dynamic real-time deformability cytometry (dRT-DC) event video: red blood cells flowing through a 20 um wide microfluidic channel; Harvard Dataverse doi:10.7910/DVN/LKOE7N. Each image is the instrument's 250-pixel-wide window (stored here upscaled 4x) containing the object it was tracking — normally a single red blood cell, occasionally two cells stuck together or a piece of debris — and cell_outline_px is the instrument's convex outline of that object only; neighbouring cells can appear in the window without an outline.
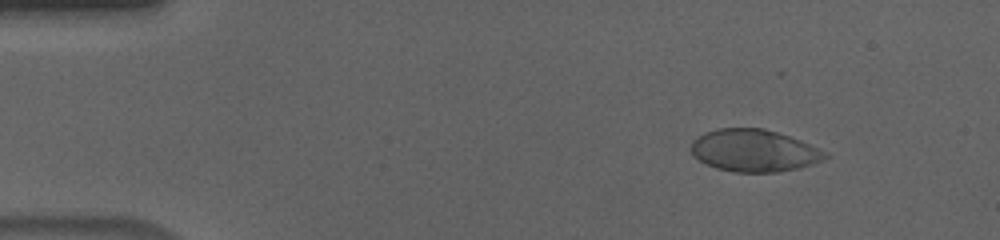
{"species": "human", "species_latin": "Homo sapiens", "temperature_condition": "cold", "stored_images_in_passage": 56, "camera_frame_rate_fps": 3000, "um_per_image_px": 0.085, "donor": {"sex": "male"}, "frame": {"image": 1, "passage_image": 7, "time_ms": 2.0, "image_size_px": [1000, 240], "cell_outline_px": [[832, 156], [824, 160], [800, 168], [776, 172], [732, 172], [716, 168], [692, 156], [688, 148], [692, 140], [704, 132], [716, 128], [764, 128], [800, 140], [828, 152]], "centroid_in_image_um": [64.08, 12.8], "position_along_channel_um": 20.9, "area_um2": 33.41}}
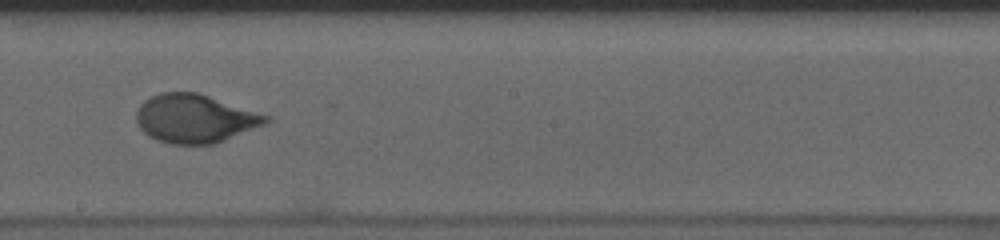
{"frame": {"image": 2, "passage_image": 32, "time_ms": 10.333, "image_size_px": [1000, 240], "cell_outline_px": [[272, 120], [268, 124], [216, 144], [172, 144], [156, 140], [148, 136], [140, 128], [136, 120], [136, 112], [140, 104], [144, 100], [160, 92], [196, 92], [272, 116]], "centroid_in_image_um": [16.61, 10.09], "position_along_channel_um": 231.6, "area_um2": 37.05}}
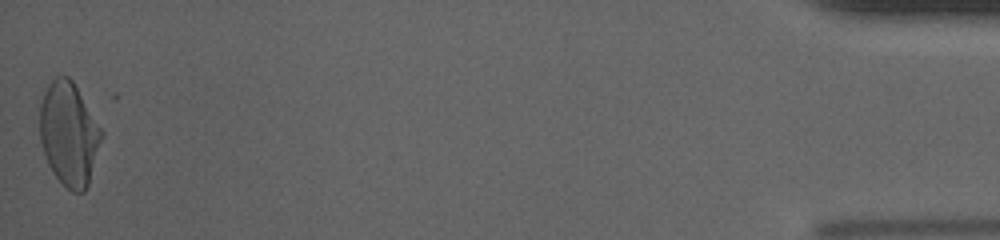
{"frame": {"image": 3, "passage_image": 56, "time_ms": 18.333, "image_size_px": [1000, 240], "cell_outline_px": [[104, 132], [88, 184], [84, 192], [72, 192], [52, 172], [48, 164], [40, 140], [40, 104], [44, 92], [48, 84], [56, 76], [68, 76], [72, 80]], "centroid_in_image_um": [5.86, 11.36], "position_along_channel_um": 429.3, "area_um2": 36.93}, "authors_computed_cell_mechanics": {"area_um2": 35.8071, "velocity_mm_per_s": 3.6239, "shape_relaxation_time_tau1_ms": 4.8331, "shape_relaxation_time_tau2_ms": null, "deformation_change_tau1": 0.1876, "deformation_change_tau2": null}}